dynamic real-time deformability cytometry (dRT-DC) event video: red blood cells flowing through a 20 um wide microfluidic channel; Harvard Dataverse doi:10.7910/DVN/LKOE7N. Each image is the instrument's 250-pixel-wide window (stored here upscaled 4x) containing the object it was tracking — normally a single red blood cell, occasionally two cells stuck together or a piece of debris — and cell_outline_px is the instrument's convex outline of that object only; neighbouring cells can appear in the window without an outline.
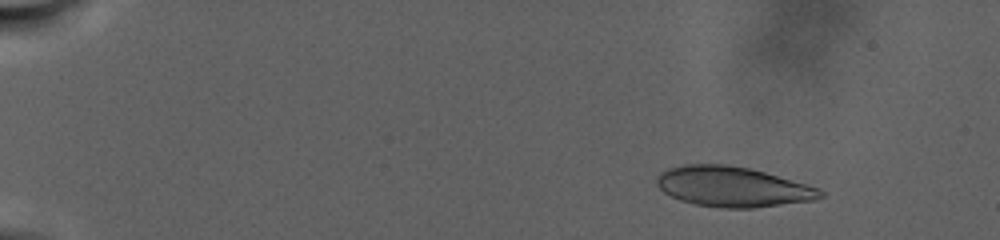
{"species": "human", "species_latin": "Homo sapiens", "temperature_condition": "warm", "stored_images_in_passage": 11, "camera_frame_rate_fps": 3000, "um_per_image_px": 0.085, "donor": {"sex": "male"}, "frame": {"image": 1, "passage_image": 2, "time_ms": 1.0, "image_size_px": [1000, 240], "cell_outline_px": [[824, 196], [812, 200], [752, 208], [724, 208], [696, 204], [680, 200], [664, 192], [656, 184], [656, 176], [660, 172], [668, 168], [684, 164], [728, 164], [748, 168], [764, 172], [808, 184], [820, 188], [824, 192]], "centroid_in_image_um": [62.26, 15.86], "position_along_channel_um": 22.7, "area_um2": 38.21}}
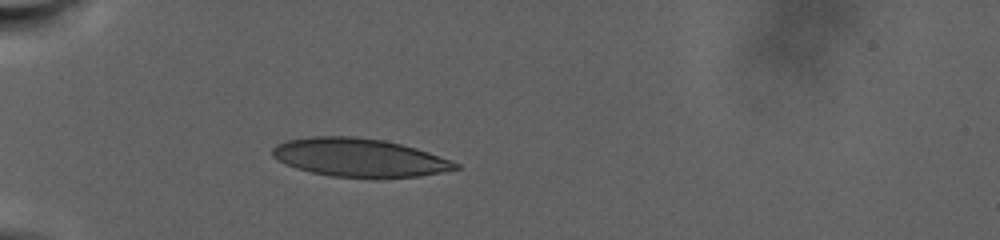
{"frame": {"image": 2, "passage_image": 8, "time_ms": 7.333, "image_size_px": [1000, 240], "cell_outline_px": [[460, 168], [420, 176], [380, 180], [328, 176], [296, 168], [284, 164], [272, 156], [272, 148], [276, 144], [288, 140], [312, 136], [352, 136], [384, 140], [416, 148], [428, 152], [460, 164]], "centroid_in_image_um": [30.53, 13.42], "position_along_channel_um": 54.5, "area_um2": 41.56}}
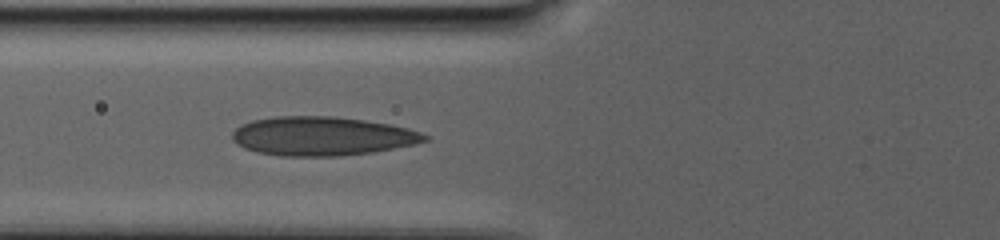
{"frame": {"image": 3, "passage_image": 11, "time_ms": 10.333, "image_size_px": [1000, 240], "cell_outline_px": [[428, 140], [412, 144], [372, 152], [336, 156], [280, 156], [256, 152], [244, 148], [236, 144], [232, 140], [232, 132], [240, 124], [252, 120], [276, 116], [332, 116], [364, 120], [392, 124], [408, 128], [420, 132], [428, 136]], "centroid_in_image_um": [27.32, 11.56], "position_along_channel_um": 98.5, "area_um2": 43.7}}